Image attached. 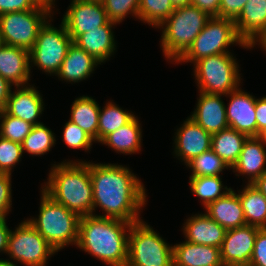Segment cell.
<instances>
[{"label":"cell","mask_w":266,"mask_h":266,"mask_svg":"<svg viewBox=\"0 0 266 266\" xmlns=\"http://www.w3.org/2000/svg\"><path fill=\"white\" fill-rule=\"evenodd\" d=\"M93 185V212L99 206L106 214L98 217L114 218L134 223L140 209L146 205V190L128 167L116 164L89 162Z\"/></svg>","instance_id":"obj_1"},{"label":"cell","mask_w":266,"mask_h":266,"mask_svg":"<svg viewBox=\"0 0 266 266\" xmlns=\"http://www.w3.org/2000/svg\"><path fill=\"white\" fill-rule=\"evenodd\" d=\"M131 225L124 220L95 215L80 217L76 245L105 264L126 266Z\"/></svg>","instance_id":"obj_2"},{"label":"cell","mask_w":266,"mask_h":266,"mask_svg":"<svg viewBox=\"0 0 266 266\" xmlns=\"http://www.w3.org/2000/svg\"><path fill=\"white\" fill-rule=\"evenodd\" d=\"M77 162L53 164L42 190L79 217L94 215L89 162Z\"/></svg>","instance_id":"obj_3"},{"label":"cell","mask_w":266,"mask_h":266,"mask_svg":"<svg viewBox=\"0 0 266 266\" xmlns=\"http://www.w3.org/2000/svg\"><path fill=\"white\" fill-rule=\"evenodd\" d=\"M210 18L211 16L207 13L192 5L175 8L158 27L163 29L161 48L164 56L171 62H176L190 47Z\"/></svg>","instance_id":"obj_4"},{"label":"cell","mask_w":266,"mask_h":266,"mask_svg":"<svg viewBox=\"0 0 266 266\" xmlns=\"http://www.w3.org/2000/svg\"><path fill=\"white\" fill-rule=\"evenodd\" d=\"M38 218L26 220L58 252L78 241L80 217L41 190Z\"/></svg>","instance_id":"obj_5"},{"label":"cell","mask_w":266,"mask_h":266,"mask_svg":"<svg viewBox=\"0 0 266 266\" xmlns=\"http://www.w3.org/2000/svg\"><path fill=\"white\" fill-rule=\"evenodd\" d=\"M234 43L247 49L252 48L238 36L234 20L211 17L190 47L175 63H195L204 57L230 53L227 49Z\"/></svg>","instance_id":"obj_6"},{"label":"cell","mask_w":266,"mask_h":266,"mask_svg":"<svg viewBox=\"0 0 266 266\" xmlns=\"http://www.w3.org/2000/svg\"><path fill=\"white\" fill-rule=\"evenodd\" d=\"M126 266H173V246L143 220L132 223Z\"/></svg>","instance_id":"obj_7"},{"label":"cell","mask_w":266,"mask_h":266,"mask_svg":"<svg viewBox=\"0 0 266 266\" xmlns=\"http://www.w3.org/2000/svg\"><path fill=\"white\" fill-rule=\"evenodd\" d=\"M200 92L228 95L240 86L239 65L231 53L211 55L194 63Z\"/></svg>","instance_id":"obj_8"},{"label":"cell","mask_w":266,"mask_h":266,"mask_svg":"<svg viewBox=\"0 0 266 266\" xmlns=\"http://www.w3.org/2000/svg\"><path fill=\"white\" fill-rule=\"evenodd\" d=\"M51 12L52 8H34L0 15L2 44L29 51L34 46L40 29L51 18Z\"/></svg>","instance_id":"obj_9"},{"label":"cell","mask_w":266,"mask_h":266,"mask_svg":"<svg viewBox=\"0 0 266 266\" xmlns=\"http://www.w3.org/2000/svg\"><path fill=\"white\" fill-rule=\"evenodd\" d=\"M51 21L49 19L40 29L34 46L29 50V60L31 65L33 62L45 73L56 75L73 41L62 22L57 29L49 23Z\"/></svg>","instance_id":"obj_10"},{"label":"cell","mask_w":266,"mask_h":266,"mask_svg":"<svg viewBox=\"0 0 266 266\" xmlns=\"http://www.w3.org/2000/svg\"><path fill=\"white\" fill-rule=\"evenodd\" d=\"M56 251L26 220L21 222L15 231H10L6 254L14 262L26 266H46L48 257Z\"/></svg>","instance_id":"obj_11"},{"label":"cell","mask_w":266,"mask_h":266,"mask_svg":"<svg viewBox=\"0 0 266 266\" xmlns=\"http://www.w3.org/2000/svg\"><path fill=\"white\" fill-rule=\"evenodd\" d=\"M63 16L62 23L72 41L109 21L101 0H72Z\"/></svg>","instance_id":"obj_12"},{"label":"cell","mask_w":266,"mask_h":266,"mask_svg":"<svg viewBox=\"0 0 266 266\" xmlns=\"http://www.w3.org/2000/svg\"><path fill=\"white\" fill-rule=\"evenodd\" d=\"M259 229L255 226L245 225L226 231L220 247L224 266H249Z\"/></svg>","instance_id":"obj_13"},{"label":"cell","mask_w":266,"mask_h":266,"mask_svg":"<svg viewBox=\"0 0 266 266\" xmlns=\"http://www.w3.org/2000/svg\"><path fill=\"white\" fill-rule=\"evenodd\" d=\"M225 96L231 97L228 107L226 106V118L229 128L235 129L247 137H256L255 96L242 91L241 88Z\"/></svg>","instance_id":"obj_14"},{"label":"cell","mask_w":266,"mask_h":266,"mask_svg":"<svg viewBox=\"0 0 266 266\" xmlns=\"http://www.w3.org/2000/svg\"><path fill=\"white\" fill-rule=\"evenodd\" d=\"M175 133L174 154L185 164L211 149L212 135L190 117Z\"/></svg>","instance_id":"obj_15"},{"label":"cell","mask_w":266,"mask_h":266,"mask_svg":"<svg viewBox=\"0 0 266 266\" xmlns=\"http://www.w3.org/2000/svg\"><path fill=\"white\" fill-rule=\"evenodd\" d=\"M221 94L200 92L196 109L190 118L211 135L229 128L226 118V105Z\"/></svg>","instance_id":"obj_16"},{"label":"cell","mask_w":266,"mask_h":266,"mask_svg":"<svg viewBox=\"0 0 266 266\" xmlns=\"http://www.w3.org/2000/svg\"><path fill=\"white\" fill-rule=\"evenodd\" d=\"M42 98L34 86H17L14 92L11 90L7 104L3 110L8 115L37 125L42 123L37 120L44 110Z\"/></svg>","instance_id":"obj_17"},{"label":"cell","mask_w":266,"mask_h":266,"mask_svg":"<svg viewBox=\"0 0 266 266\" xmlns=\"http://www.w3.org/2000/svg\"><path fill=\"white\" fill-rule=\"evenodd\" d=\"M29 51L15 46L0 45V75L14 86H26L30 79Z\"/></svg>","instance_id":"obj_18"},{"label":"cell","mask_w":266,"mask_h":266,"mask_svg":"<svg viewBox=\"0 0 266 266\" xmlns=\"http://www.w3.org/2000/svg\"><path fill=\"white\" fill-rule=\"evenodd\" d=\"M234 22L238 36L252 46L266 31V0H248Z\"/></svg>","instance_id":"obj_19"},{"label":"cell","mask_w":266,"mask_h":266,"mask_svg":"<svg viewBox=\"0 0 266 266\" xmlns=\"http://www.w3.org/2000/svg\"><path fill=\"white\" fill-rule=\"evenodd\" d=\"M184 223L183 233L186 241L193 244L221 247L227 230L206 213L195 214Z\"/></svg>","instance_id":"obj_20"},{"label":"cell","mask_w":266,"mask_h":266,"mask_svg":"<svg viewBox=\"0 0 266 266\" xmlns=\"http://www.w3.org/2000/svg\"><path fill=\"white\" fill-rule=\"evenodd\" d=\"M266 145L256 136L248 137L242 147L237 162L231 168L239 175H247L252 184L266 172Z\"/></svg>","instance_id":"obj_21"},{"label":"cell","mask_w":266,"mask_h":266,"mask_svg":"<svg viewBox=\"0 0 266 266\" xmlns=\"http://www.w3.org/2000/svg\"><path fill=\"white\" fill-rule=\"evenodd\" d=\"M117 23L108 21L97 29L79 35L73 43L92 55L98 62L104 63L113 55L116 47L112 27Z\"/></svg>","instance_id":"obj_22"},{"label":"cell","mask_w":266,"mask_h":266,"mask_svg":"<svg viewBox=\"0 0 266 266\" xmlns=\"http://www.w3.org/2000/svg\"><path fill=\"white\" fill-rule=\"evenodd\" d=\"M174 266H224L220 248L185 241L173 246Z\"/></svg>","instance_id":"obj_23"},{"label":"cell","mask_w":266,"mask_h":266,"mask_svg":"<svg viewBox=\"0 0 266 266\" xmlns=\"http://www.w3.org/2000/svg\"><path fill=\"white\" fill-rule=\"evenodd\" d=\"M205 210L211 219L226 230L246 225L240 198L233 189L216 201L211 202Z\"/></svg>","instance_id":"obj_24"},{"label":"cell","mask_w":266,"mask_h":266,"mask_svg":"<svg viewBox=\"0 0 266 266\" xmlns=\"http://www.w3.org/2000/svg\"><path fill=\"white\" fill-rule=\"evenodd\" d=\"M98 64L101 63L72 42L56 75L67 82H80L90 77Z\"/></svg>","instance_id":"obj_25"},{"label":"cell","mask_w":266,"mask_h":266,"mask_svg":"<svg viewBox=\"0 0 266 266\" xmlns=\"http://www.w3.org/2000/svg\"><path fill=\"white\" fill-rule=\"evenodd\" d=\"M137 117L111 132L100 143L108 145L117 153L133 154L141 150L142 130Z\"/></svg>","instance_id":"obj_26"},{"label":"cell","mask_w":266,"mask_h":266,"mask_svg":"<svg viewBox=\"0 0 266 266\" xmlns=\"http://www.w3.org/2000/svg\"><path fill=\"white\" fill-rule=\"evenodd\" d=\"M99 104L89 96H81L75 99L71 107L69 121L78 125L95 142H98Z\"/></svg>","instance_id":"obj_27"},{"label":"cell","mask_w":266,"mask_h":266,"mask_svg":"<svg viewBox=\"0 0 266 266\" xmlns=\"http://www.w3.org/2000/svg\"><path fill=\"white\" fill-rule=\"evenodd\" d=\"M248 137L235 129L227 128L213 134L211 150L216 153L229 168L237 162L243 144Z\"/></svg>","instance_id":"obj_28"},{"label":"cell","mask_w":266,"mask_h":266,"mask_svg":"<svg viewBox=\"0 0 266 266\" xmlns=\"http://www.w3.org/2000/svg\"><path fill=\"white\" fill-rule=\"evenodd\" d=\"M246 225L266 228V198L252 184L238 191Z\"/></svg>","instance_id":"obj_29"},{"label":"cell","mask_w":266,"mask_h":266,"mask_svg":"<svg viewBox=\"0 0 266 266\" xmlns=\"http://www.w3.org/2000/svg\"><path fill=\"white\" fill-rule=\"evenodd\" d=\"M135 117L132 112L123 110L114 102H107L99 112L98 142H101L111 132L129 123Z\"/></svg>","instance_id":"obj_30"},{"label":"cell","mask_w":266,"mask_h":266,"mask_svg":"<svg viewBox=\"0 0 266 266\" xmlns=\"http://www.w3.org/2000/svg\"><path fill=\"white\" fill-rule=\"evenodd\" d=\"M189 180L192 193L201 198L204 208L231 190L227 186L223 188L220 176L194 177Z\"/></svg>","instance_id":"obj_31"},{"label":"cell","mask_w":266,"mask_h":266,"mask_svg":"<svg viewBox=\"0 0 266 266\" xmlns=\"http://www.w3.org/2000/svg\"><path fill=\"white\" fill-rule=\"evenodd\" d=\"M55 135L43 123L34 125L29 135L21 143L23 152L44 155L55 145Z\"/></svg>","instance_id":"obj_32"},{"label":"cell","mask_w":266,"mask_h":266,"mask_svg":"<svg viewBox=\"0 0 266 266\" xmlns=\"http://www.w3.org/2000/svg\"><path fill=\"white\" fill-rule=\"evenodd\" d=\"M174 10L170 0H139L138 19L157 28Z\"/></svg>","instance_id":"obj_33"},{"label":"cell","mask_w":266,"mask_h":266,"mask_svg":"<svg viewBox=\"0 0 266 266\" xmlns=\"http://www.w3.org/2000/svg\"><path fill=\"white\" fill-rule=\"evenodd\" d=\"M186 166L192 171L189 178L219 176L225 168L229 169L226 163L211 149L191 159Z\"/></svg>","instance_id":"obj_34"},{"label":"cell","mask_w":266,"mask_h":266,"mask_svg":"<svg viewBox=\"0 0 266 266\" xmlns=\"http://www.w3.org/2000/svg\"><path fill=\"white\" fill-rule=\"evenodd\" d=\"M0 119V136L13 142L22 143L34 126L30 122L8 115L4 110H0Z\"/></svg>","instance_id":"obj_35"},{"label":"cell","mask_w":266,"mask_h":266,"mask_svg":"<svg viewBox=\"0 0 266 266\" xmlns=\"http://www.w3.org/2000/svg\"><path fill=\"white\" fill-rule=\"evenodd\" d=\"M109 21L121 23L128 15L138 18L139 0H101Z\"/></svg>","instance_id":"obj_36"},{"label":"cell","mask_w":266,"mask_h":266,"mask_svg":"<svg viewBox=\"0 0 266 266\" xmlns=\"http://www.w3.org/2000/svg\"><path fill=\"white\" fill-rule=\"evenodd\" d=\"M22 154L21 143L0 136V173L11 174L12 167L20 162Z\"/></svg>","instance_id":"obj_37"},{"label":"cell","mask_w":266,"mask_h":266,"mask_svg":"<svg viewBox=\"0 0 266 266\" xmlns=\"http://www.w3.org/2000/svg\"><path fill=\"white\" fill-rule=\"evenodd\" d=\"M63 140L72 149H91L92 142H95L84 130L71 121H68L63 129Z\"/></svg>","instance_id":"obj_38"},{"label":"cell","mask_w":266,"mask_h":266,"mask_svg":"<svg viewBox=\"0 0 266 266\" xmlns=\"http://www.w3.org/2000/svg\"><path fill=\"white\" fill-rule=\"evenodd\" d=\"M34 8H54V6L43 0H0V15Z\"/></svg>","instance_id":"obj_39"},{"label":"cell","mask_w":266,"mask_h":266,"mask_svg":"<svg viewBox=\"0 0 266 266\" xmlns=\"http://www.w3.org/2000/svg\"><path fill=\"white\" fill-rule=\"evenodd\" d=\"M11 174L0 173V218H6L12 205Z\"/></svg>","instance_id":"obj_40"},{"label":"cell","mask_w":266,"mask_h":266,"mask_svg":"<svg viewBox=\"0 0 266 266\" xmlns=\"http://www.w3.org/2000/svg\"><path fill=\"white\" fill-rule=\"evenodd\" d=\"M249 266H266V228L257 232Z\"/></svg>","instance_id":"obj_41"},{"label":"cell","mask_w":266,"mask_h":266,"mask_svg":"<svg viewBox=\"0 0 266 266\" xmlns=\"http://www.w3.org/2000/svg\"><path fill=\"white\" fill-rule=\"evenodd\" d=\"M247 1L248 0H221L217 17L235 20Z\"/></svg>","instance_id":"obj_42"},{"label":"cell","mask_w":266,"mask_h":266,"mask_svg":"<svg viewBox=\"0 0 266 266\" xmlns=\"http://www.w3.org/2000/svg\"><path fill=\"white\" fill-rule=\"evenodd\" d=\"M221 0H191L190 5L198 7L211 17H217Z\"/></svg>","instance_id":"obj_43"},{"label":"cell","mask_w":266,"mask_h":266,"mask_svg":"<svg viewBox=\"0 0 266 266\" xmlns=\"http://www.w3.org/2000/svg\"><path fill=\"white\" fill-rule=\"evenodd\" d=\"M255 113L257 121V136L259 132L266 127V96L256 99Z\"/></svg>","instance_id":"obj_44"},{"label":"cell","mask_w":266,"mask_h":266,"mask_svg":"<svg viewBox=\"0 0 266 266\" xmlns=\"http://www.w3.org/2000/svg\"><path fill=\"white\" fill-rule=\"evenodd\" d=\"M12 85L0 75V110H3L7 104Z\"/></svg>","instance_id":"obj_45"},{"label":"cell","mask_w":266,"mask_h":266,"mask_svg":"<svg viewBox=\"0 0 266 266\" xmlns=\"http://www.w3.org/2000/svg\"><path fill=\"white\" fill-rule=\"evenodd\" d=\"M10 231L6 218H0V252L6 253Z\"/></svg>","instance_id":"obj_46"},{"label":"cell","mask_w":266,"mask_h":266,"mask_svg":"<svg viewBox=\"0 0 266 266\" xmlns=\"http://www.w3.org/2000/svg\"><path fill=\"white\" fill-rule=\"evenodd\" d=\"M252 185L256 187L266 198V172L260 176L258 179H256Z\"/></svg>","instance_id":"obj_47"},{"label":"cell","mask_w":266,"mask_h":266,"mask_svg":"<svg viewBox=\"0 0 266 266\" xmlns=\"http://www.w3.org/2000/svg\"><path fill=\"white\" fill-rule=\"evenodd\" d=\"M174 8L190 5L191 0H170Z\"/></svg>","instance_id":"obj_48"},{"label":"cell","mask_w":266,"mask_h":266,"mask_svg":"<svg viewBox=\"0 0 266 266\" xmlns=\"http://www.w3.org/2000/svg\"><path fill=\"white\" fill-rule=\"evenodd\" d=\"M258 42H259L258 45H261V48H263L266 51V31L261 35V37L251 47H254Z\"/></svg>","instance_id":"obj_49"},{"label":"cell","mask_w":266,"mask_h":266,"mask_svg":"<svg viewBox=\"0 0 266 266\" xmlns=\"http://www.w3.org/2000/svg\"><path fill=\"white\" fill-rule=\"evenodd\" d=\"M257 137L266 145V127L259 132Z\"/></svg>","instance_id":"obj_50"},{"label":"cell","mask_w":266,"mask_h":266,"mask_svg":"<svg viewBox=\"0 0 266 266\" xmlns=\"http://www.w3.org/2000/svg\"><path fill=\"white\" fill-rule=\"evenodd\" d=\"M0 266H17V263H13L11 260H3L2 258L0 259Z\"/></svg>","instance_id":"obj_51"},{"label":"cell","mask_w":266,"mask_h":266,"mask_svg":"<svg viewBox=\"0 0 266 266\" xmlns=\"http://www.w3.org/2000/svg\"><path fill=\"white\" fill-rule=\"evenodd\" d=\"M44 2H47V3H50V4H52V5H54L55 3V0H43Z\"/></svg>","instance_id":"obj_52"}]
</instances>
